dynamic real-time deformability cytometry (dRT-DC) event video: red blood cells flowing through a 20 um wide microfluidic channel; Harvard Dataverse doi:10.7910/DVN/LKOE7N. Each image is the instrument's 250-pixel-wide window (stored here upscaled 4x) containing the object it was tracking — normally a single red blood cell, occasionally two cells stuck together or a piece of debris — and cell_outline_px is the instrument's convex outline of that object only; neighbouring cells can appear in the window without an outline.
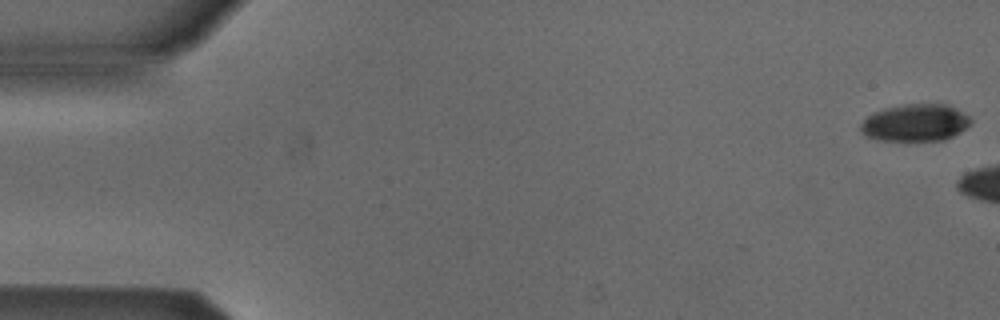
{"species": "Egyptian fruit bat (a non-hibernating species)", "species_latin": "Rousettus aegyptiacus", "temperature_condition": "cold", "stored_images_in_passage": 5, "camera_frame_rate_fps": 3000, "um_per_image_px": 0.085, "animal": {"sex": "male"}, "frame": {"image": 1, "passage_image": 1, "time_ms": 0.0, "image_size_px": [1000, 320], "cell_outline_px": [[972, 120], [960, 132], [944, 140], [880, 140], [864, 136], [860, 132], [860, 124], [872, 112], [884, 108], [904, 104], [944, 104], [968, 116]], "centroid_in_image_um": [77.72, 10.44], "position_along_channel_um": 7.3, "area_um2": 23.58}}